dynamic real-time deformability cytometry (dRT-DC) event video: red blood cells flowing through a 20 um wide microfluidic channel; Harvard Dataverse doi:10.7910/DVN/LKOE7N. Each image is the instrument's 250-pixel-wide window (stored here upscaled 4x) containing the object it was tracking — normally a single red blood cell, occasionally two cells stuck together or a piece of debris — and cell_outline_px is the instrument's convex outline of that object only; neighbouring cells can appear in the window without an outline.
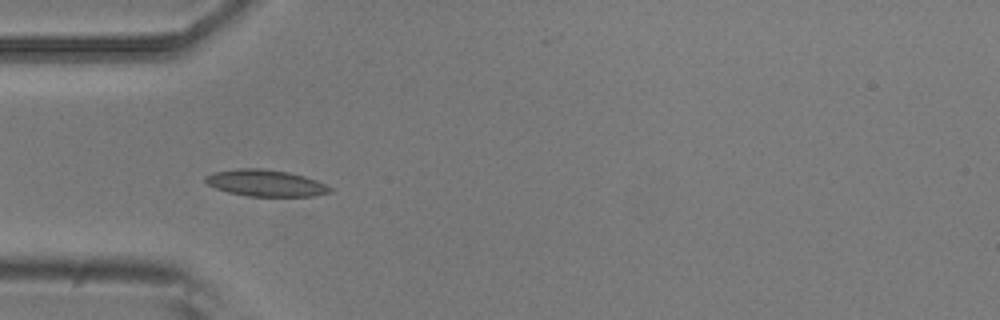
{"species": "common noctule bat (a hibernating species)", "species_latin": "Nyctalus noctula", "temperature_condition": "room temperature", "stored_images_in_passage": 5, "camera_frame_rate_fps": 3000, "um_per_image_px": 0.085, "animal": {"sex": "male", "body_mass_g": 20.5, "forearm_length_mm": 52.5}, "frame": {"image": 1, "passage_image": 1, "time_ms": 0.0, "image_size_px": [1000, 320], "cell_outline_px": [[332, 192], [316, 196], [248, 196], [228, 192], [216, 188], [208, 184], [204, 180], [204, 176], [212, 172], [240, 168], [260, 168], [288, 172], [304, 176], [316, 180], [332, 188]], "centroid_in_image_um": [22.57, 15.56], "position_along_channel_um": 62.4, "area_um2": 19.31}}
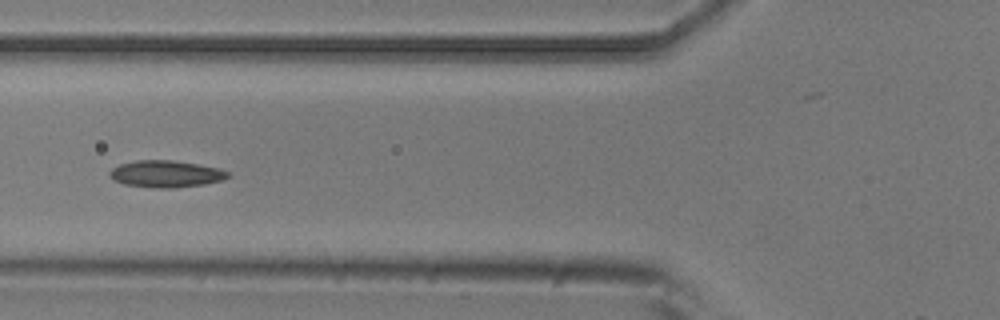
{"frame": {"image": 2, "passage_image": 2, "time_ms": 0.333, "image_size_px": [1000, 320], "cell_outline_px": [[232, 176], [224, 180], [204, 184], [172, 188], [156, 188], [124, 184], [112, 180], [108, 176], [108, 172], [112, 168], [120, 164], [136, 160], [172, 160], [220, 168], [228, 172]], "centroid_in_image_um": [14.09, 14.78], "position_along_channel_um": 111.7, "area_um2": 18.67}}
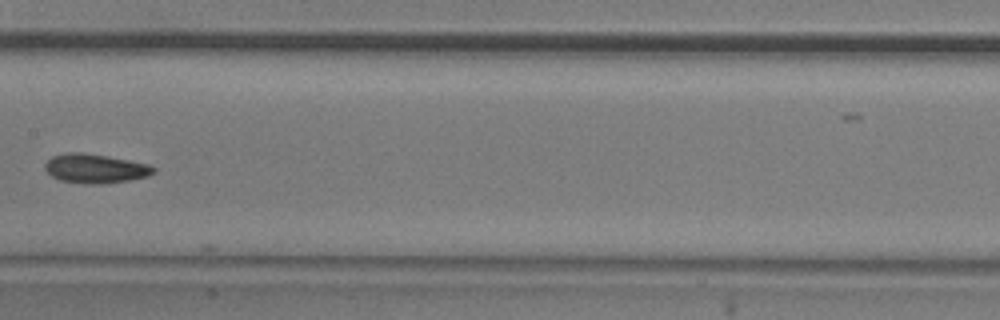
{"frame": {"image": 3, "passage_image": 4, "time_ms": 1.0, "image_size_px": [1000, 320], "cell_outline_px": [[156, 172], [148, 176], [128, 180], [104, 184], [88, 184], [60, 180], [52, 176], [44, 168], [44, 164], [52, 156], [68, 152], [80, 152], [128, 160], [148, 164], [156, 168]], "centroid_in_image_um": [8.09, 14.33], "position_along_channel_um": 199.3, "area_um2": 18.32}}